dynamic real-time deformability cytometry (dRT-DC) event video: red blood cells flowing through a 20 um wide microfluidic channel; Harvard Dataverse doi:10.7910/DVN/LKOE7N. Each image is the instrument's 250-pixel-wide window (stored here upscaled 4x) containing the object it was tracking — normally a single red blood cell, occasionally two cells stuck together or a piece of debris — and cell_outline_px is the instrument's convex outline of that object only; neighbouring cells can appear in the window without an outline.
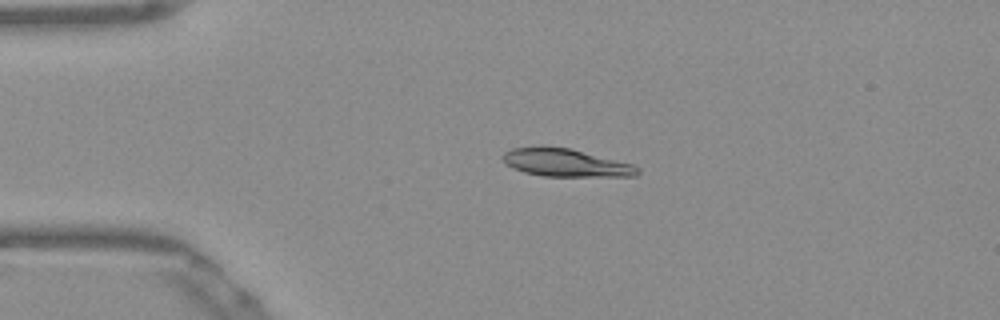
{"species": "Egyptian fruit bat (a non-hibernating species)", "species_latin": "Rousettus aegyptiacus", "temperature_condition": "warm", "stored_images_in_passage": 51, "camera_frame_rate_fps": 3000, "um_per_image_px": 0.085, "frame": {"image": 1, "passage_image": 10, "time_ms": 3.0, "image_size_px": [1000, 320], "cell_outline_px": [[640, 172], [636, 176], [544, 176], [524, 172], [512, 168], [500, 156], [504, 152], [512, 148], [544, 144], [572, 148], [632, 164], [640, 168]], "centroid_in_image_um": [48.05, 13.8], "position_along_channel_um": 37.0, "area_um2": 22.31}}
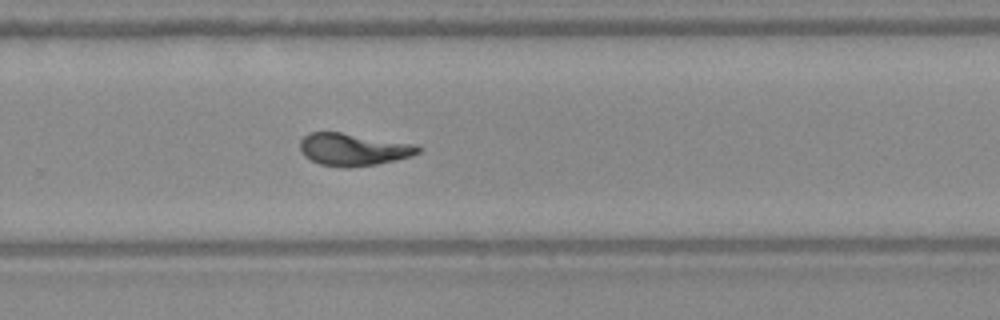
{"frame": {"image": 2, "passage_image": 33, "time_ms": 10.667, "image_size_px": [1000, 320], "cell_outline_px": [[420, 152], [412, 156], [396, 160], [376, 164], [348, 168], [344, 168], [320, 164], [304, 156], [300, 152], [300, 140], [308, 132], [340, 132], [416, 144], [420, 148]], "centroid_in_image_um": [30.01, 12.7], "position_along_channel_um": 299.8, "area_um2": 22.37}}
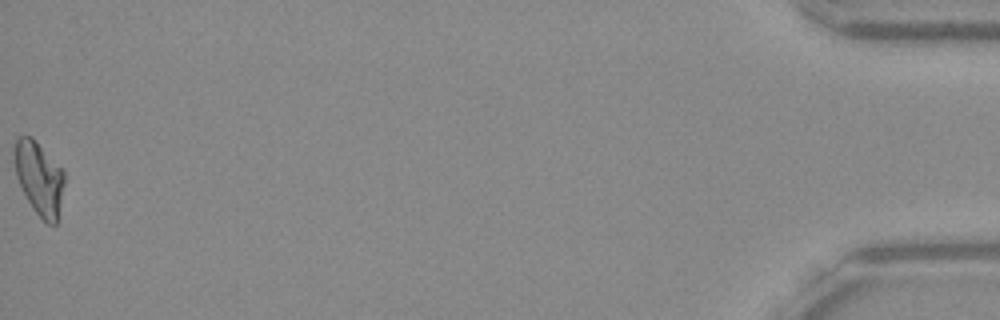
{"frame": {"image": 3, "passage_image": 51, "time_ms": 16.667, "image_size_px": [1000, 320], "cell_outline_px": [[64, 184], [56, 224], [48, 224], [32, 208], [16, 176], [12, 160], [12, 148], [16, 140], [20, 136], [32, 136], [64, 168]], "centroid_in_image_um": [3.31, 15.06], "position_along_channel_um": 431.9, "area_um2": 21.68}, "authors_computed_cell_mechanics": {"area_um2": 21.9062, "velocity_mm_per_s": 3.8706, "shape_relaxation_time_tau1_ms": 4.713, "shape_relaxation_time_tau2_ms": 1.8288, "deformation_change_tau1": 0.1905, "deformation_change_tau2": 0.0572}}